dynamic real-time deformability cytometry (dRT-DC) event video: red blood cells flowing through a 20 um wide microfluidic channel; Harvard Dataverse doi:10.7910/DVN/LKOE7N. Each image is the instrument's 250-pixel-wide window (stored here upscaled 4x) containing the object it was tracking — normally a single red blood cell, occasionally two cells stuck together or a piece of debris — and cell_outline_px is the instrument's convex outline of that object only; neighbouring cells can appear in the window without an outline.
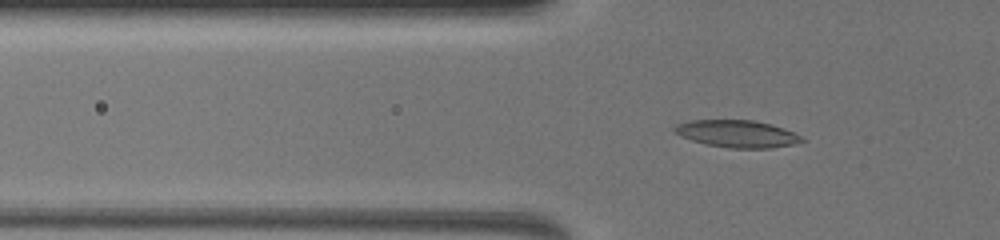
{"species": "common noctule bat (a hibernating species)", "species_latin": "Nyctalus noctula", "temperature_condition": "warm", "stored_images_in_passage": 64, "camera_frame_rate_fps": 3000, "um_per_image_px": 0.085, "animal": {"sex": "female", "body_mass_g": 19.5, "forearm_length_mm": 54.1}, "frame": {"image": 1, "passage_image": 32, "time_ms": 6.333, "image_size_px": [1000, 240], "cell_outline_px": [[804, 140], [792, 144], [772, 148], [728, 148], [704, 144], [680, 136], [672, 128], [676, 124], [688, 120], [752, 120], [772, 124], [784, 128], [800, 136]], "centroid_in_image_um": [62.61, 11.37], "position_along_channel_um": 63.2, "area_um2": 20.17}}
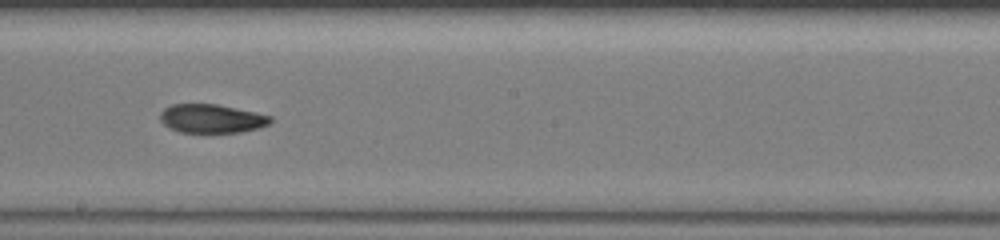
{"frame": {"image": 2, "passage_image": 49, "time_ms": 10.667, "image_size_px": [1000, 240], "cell_outline_px": [[272, 120], [268, 124], [260, 128], [240, 132], [180, 132], [168, 128], [160, 120], [160, 112], [164, 108], [172, 104], [216, 104], [256, 112], [272, 116]], "centroid_in_image_um": [17.98, 10.08], "position_along_channel_um": 230.2, "area_um2": 18.5}}
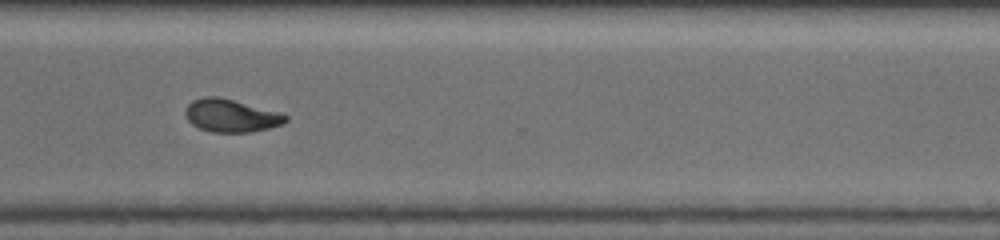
{"frame": {"image": 3, "passage_image": 63, "time_ms": 13.667, "image_size_px": [1000, 240], "cell_outline_px": [[288, 120], [284, 124], [268, 128], [248, 132], [212, 132], [200, 128], [192, 124], [188, 120], [184, 112], [188, 104], [192, 100], [204, 96], [216, 96], [232, 100], [276, 112], [288, 116]], "centroid_in_image_um": [19.6, 9.83], "position_along_channel_um": 351.0, "area_um2": 18.84}}